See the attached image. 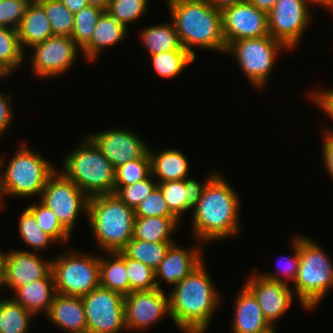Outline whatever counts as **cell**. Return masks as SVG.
<instances>
[{"label":"cell","instance_id":"d6a6232c","mask_svg":"<svg viewBox=\"0 0 333 333\" xmlns=\"http://www.w3.org/2000/svg\"><path fill=\"white\" fill-rule=\"evenodd\" d=\"M172 243L175 242H148L133 237L121 251L127 257L140 261L155 270Z\"/></svg>","mask_w":333,"mask_h":333},{"label":"cell","instance_id":"7dc6e473","mask_svg":"<svg viewBox=\"0 0 333 333\" xmlns=\"http://www.w3.org/2000/svg\"><path fill=\"white\" fill-rule=\"evenodd\" d=\"M322 133V163L329 177L333 179V134L327 132Z\"/></svg>","mask_w":333,"mask_h":333},{"label":"cell","instance_id":"bcb514c9","mask_svg":"<svg viewBox=\"0 0 333 333\" xmlns=\"http://www.w3.org/2000/svg\"><path fill=\"white\" fill-rule=\"evenodd\" d=\"M11 104L10 95L0 92V136L4 135V132H8L7 129L10 128L13 121L14 116Z\"/></svg>","mask_w":333,"mask_h":333},{"label":"cell","instance_id":"4dcf8cb0","mask_svg":"<svg viewBox=\"0 0 333 333\" xmlns=\"http://www.w3.org/2000/svg\"><path fill=\"white\" fill-rule=\"evenodd\" d=\"M33 316L11 297L0 299V333H27Z\"/></svg>","mask_w":333,"mask_h":333},{"label":"cell","instance_id":"db71d44e","mask_svg":"<svg viewBox=\"0 0 333 333\" xmlns=\"http://www.w3.org/2000/svg\"><path fill=\"white\" fill-rule=\"evenodd\" d=\"M89 5L98 6L104 10H107L110 0H86Z\"/></svg>","mask_w":333,"mask_h":333},{"label":"cell","instance_id":"8992f818","mask_svg":"<svg viewBox=\"0 0 333 333\" xmlns=\"http://www.w3.org/2000/svg\"><path fill=\"white\" fill-rule=\"evenodd\" d=\"M84 139L63 156L61 172L89 198L114 194V167L88 136Z\"/></svg>","mask_w":333,"mask_h":333},{"label":"cell","instance_id":"ffe728a7","mask_svg":"<svg viewBox=\"0 0 333 333\" xmlns=\"http://www.w3.org/2000/svg\"><path fill=\"white\" fill-rule=\"evenodd\" d=\"M235 300L232 333H276L258 304L253 293L243 284Z\"/></svg>","mask_w":333,"mask_h":333},{"label":"cell","instance_id":"d590c367","mask_svg":"<svg viewBox=\"0 0 333 333\" xmlns=\"http://www.w3.org/2000/svg\"><path fill=\"white\" fill-rule=\"evenodd\" d=\"M51 23L53 35L71 37L74 28V14L59 0H40Z\"/></svg>","mask_w":333,"mask_h":333},{"label":"cell","instance_id":"7c38bea8","mask_svg":"<svg viewBox=\"0 0 333 333\" xmlns=\"http://www.w3.org/2000/svg\"><path fill=\"white\" fill-rule=\"evenodd\" d=\"M87 333L126 332L124 296L101 286L81 297Z\"/></svg>","mask_w":333,"mask_h":333},{"label":"cell","instance_id":"484cf974","mask_svg":"<svg viewBox=\"0 0 333 333\" xmlns=\"http://www.w3.org/2000/svg\"><path fill=\"white\" fill-rule=\"evenodd\" d=\"M201 183L194 178L158 183L170 211L182 220V215L192 211Z\"/></svg>","mask_w":333,"mask_h":333},{"label":"cell","instance_id":"9f6ffc18","mask_svg":"<svg viewBox=\"0 0 333 333\" xmlns=\"http://www.w3.org/2000/svg\"><path fill=\"white\" fill-rule=\"evenodd\" d=\"M6 75L0 70V79H6Z\"/></svg>","mask_w":333,"mask_h":333},{"label":"cell","instance_id":"f1b7e54d","mask_svg":"<svg viewBox=\"0 0 333 333\" xmlns=\"http://www.w3.org/2000/svg\"><path fill=\"white\" fill-rule=\"evenodd\" d=\"M181 222L177 217H135V239L148 242H176L174 232Z\"/></svg>","mask_w":333,"mask_h":333},{"label":"cell","instance_id":"603a6c76","mask_svg":"<svg viewBox=\"0 0 333 333\" xmlns=\"http://www.w3.org/2000/svg\"><path fill=\"white\" fill-rule=\"evenodd\" d=\"M55 294L54 277L51 271L45 278L16 289L11 298L36 317L39 313L45 316L49 313Z\"/></svg>","mask_w":333,"mask_h":333},{"label":"cell","instance_id":"f6af8a7d","mask_svg":"<svg viewBox=\"0 0 333 333\" xmlns=\"http://www.w3.org/2000/svg\"><path fill=\"white\" fill-rule=\"evenodd\" d=\"M307 94L312 103L314 102L313 104H315L318 109L320 108V111L328 116L327 118H330L333 121V88L327 87L325 90L318 88V90H312ZM322 131L333 134V129L330 127H323Z\"/></svg>","mask_w":333,"mask_h":333},{"label":"cell","instance_id":"7bdbcfd3","mask_svg":"<svg viewBox=\"0 0 333 333\" xmlns=\"http://www.w3.org/2000/svg\"><path fill=\"white\" fill-rule=\"evenodd\" d=\"M134 215L135 217H176L168 208L158 186L134 208Z\"/></svg>","mask_w":333,"mask_h":333},{"label":"cell","instance_id":"60d3db41","mask_svg":"<svg viewBox=\"0 0 333 333\" xmlns=\"http://www.w3.org/2000/svg\"><path fill=\"white\" fill-rule=\"evenodd\" d=\"M151 175L150 158L128 161L115 169V186H129Z\"/></svg>","mask_w":333,"mask_h":333},{"label":"cell","instance_id":"30bf717a","mask_svg":"<svg viewBox=\"0 0 333 333\" xmlns=\"http://www.w3.org/2000/svg\"><path fill=\"white\" fill-rule=\"evenodd\" d=\"M39 200L71 235L79 214L88 213L89 197L58 169L47 180Z\"/></svg>","mask_w":333,"mask_h":333},{"label":"cell","instance_id":"f5cc1de1","mask_svg":"<svg viewBox=\"0 0 333 333\" xmlns=\"http://www.w3.org/2000/svg\"><path fill=\"white\" fill-rule=\"evenodd\" d=\"M313 6L316 5V7H323V9H329L331 13H333V0H311Z\"/></svg>","mask_w":333,"mask_h":333},{"label":"cell","instance_id":"74e56055","mask_svg":"<svg viewBox=\"0 0 333 333\" xmlns=\"http://www.w3.org/2000/svg\"><path fill=\"white\" fill-rule=\"evenodd\" d=\"M104 9L88 5L74 14L71 38L82 49L91 39L98 18Z\"/></svg>","mask_w":333,"mask_h":333},{"label":"cell","instance_id":"5b68a950","mask_svg":"<svg viewBox=\"0 0 333 333\" xmlns=\"http://www.w3.org/2000/svg\"><path fill=\"white\" fill-rule=\"evenodd\" d=\"M26 143L21 140L20 146L7 163L0 154L1 184L7 198L37 196L39 199L47 180L58 168L43 158L39 151L30 149Z\"/></svg>","mask_w":333,"mask_h":333},{"label":"cell","instance_id":"1f68e13d","mask_svg":"<svg viewBox=\"0 0 333 333\" xmlns=\"http://www.w3.org/2000/svg\"><path fill=\"white\" fill-rule=\"evenodd\" d=\"M148 58L154 72L163 79L180 76L183 70L196 60L186 49L162 52Z\"/></svg>","mask_w":333,"mask_h":333},{"label":"cell","instance_id":"6f0895ef","mask_svg":"<svg viewBox=\"0 0 333 333\" xmlns=\"http://www.w3.org/2000/svg\"><path fill=\"white\" fill-rule=\"evenodd\" d=\"M30 2H38V1H40V0H29Z\"/></svg>","mask_w":333,"mask_h":333},{"label":"cell","instance_id":"f546056e","mask_svg":"<svg viewBox=\"0 0 333 333\" xmlns=\"http://www.w3.org/2000/svg\"><path fill=\"white\" fill-rule=\"evenodd\" d=\"M25 51L18 38L17 29L0 26V70L10 77L24 64Z\"/></svg>","mask_w":333,"mask_h":333},{"label":"cell","instance_id":"d4e9b609","mask_svg":"<svg viewBox=\"0 0 333 333\" xmlns=\"http://www.w3.org/2000/svg\"><path fill=\"white\" fill-rule=\"evenodd\" d=\"M17 33L25 52V48L29 50L32 46L54 36L44 8L38 2H30L17 28Z\"/></svg>","mask_w":333,"mask_h":333},{"label":"cell","instance_id":"b9f144b4","mask_svg":"<svg viewBox=\"0 0 333 333\" xmlns=\"http://www.w3.org/2000/svg\"><path fill=\"white\" fill-rule=\"evenodd\" d=\"M157 186V181L152 175H150L148 178L129 186H114V194L128 207L134 209Z\"/></svg>","mask_w":333,"mask_h":333},{"label":"cell","instance_id":"f35d334b","mask_svg":"<svg viewBox=\"0 0 333 333\" xmlns=\"http://www.w3.org/2000/svg\"><path fill=\"white\" fill-rule=\"evenodd\" d=\"M149 0H110L108 13L127 29L132 22H137L148 11Z\"/></svg>","mask_w":333,"mask_h":333},{"label":"cell","instance_id":"836d02e7","mask_svg":"<svg viewBox=\"0 0 333 333\" xmlns=\"http://www.w3.org/2000/svg\"><path fill=\"white\" fill-rule=\"evenodd\" d=\"M18 233L22 242L25 245L31 247L34 252H42L46 250L49 245L56 244L57 242L37 223L34 215L27 209L24 208L20 214L18 221Z\"/></svg>","mask_w":333,"mask_h":333},{"label":"cell","instance_id":"f907efd6","mask_svg":"<svg viewBox=\"0 0 333 333\" xmlns=\"http://www.w3.org/2000/svg\"><path fill=\"white\" fill-rule=\"evenodd\" d=\"M208 1L213 7L222 11L227 7L236 5L238 3L246 2L247 0H208Z\"/></svg>","mask_w":333,"mask_h":333},{"label":"cell","instance_id":"4316f807","mask_svg":"<svg viewBox=\"0 0 333 333\" xmlns=\"http://www.w3.org/2000/svg\"><path fill=\"white\" fill-rule=\"evenodd\" d=\"M105 256V257H104ZM100 286L123 296L129 294L126 255L122 251L102 252L99 256Z\"/></svg>","mask_w":333,"mask_h":333},{"label":"cell","instance_id":"7402d4cb","mask_svg":"<svg viewBox=\"0 0 333 333\" xmlns=\"http://www.w3.org/2000/svg\"><path fill=\"white\" fill-rule=\"evenodd\" d=\"M127 34L128 29L104 10L97 20L90 41L82 48V55L87 62L93 63L103 50L126 41Z\"/></svg>","mask_w":333,"mask_h":333},{"label":"cell","instance_id":"7a4b0ae2","mask_svg":"<svg viewBox=\"0 0 333 333\" xmlns=\"http://www.w3.org/2000/svg\"><path fill=\"white\" fill-rule=\"evenodd\" d=\"M205 260L170 289V319L182 333H207L222 302Z\"/></svg>","mask_w":333,"mask_h":333},{"label":"cell","instance_id":"4fadbf2b","mask_svg":"<svg viewBox=\"0 0 333 333\" xmlns=\"http://www.w3.org/2000/svg\"><path fill=\"white\" fill-rule=\"evenodd\" d=\"M31 71L39 79L57 78L75 64L82 49L71 37L54 35L30 48Z\"/></svg>","mask_w":333,"mask_h":333},{"label":"cell","instance_id":"52a82bcc","mask_svg":"<svg viewBox=\"0 0 333 333\" xmlns=\"http://www.w3.org/2000/svg\"><path fill=\"white\" fill-rule=\"evenodd\" d=\"M323 249L315 239L300 235L299 269L291 287L303 310L316 309L333 288V262Z\"/></svg>","mask_w":333,"mask_h":333},{"label":"cell","instance_id":"8d00e7d4","mask_svg":"<svg viewBox=\"0 0 333 333\" xmlns=\"http://www.w3.org/2000/svg\"><path fill=\"white\" fill-rule=\"evenodd\" d=\"M291 241V247L293 251V256H284L283 259L280 258L277 260V269L276 273L275 272H264L260 274L262 277L272 280V281H277L280 283H284L287 285H290L291 283H294L297 274H298V269H299V263H300V235H294L293 238L290 240Z\"/></svg>","mask_w":333,"mask_h":333},{"label":"cell","instance_id":"cb8c5ba5","mask_svg":"<svg viewBox=\"0 0 333 333\" xmlns=\"http://www.w3.org/2000/svg\"><path fill=\"white\" fill-rule=\"evenodd\" d=\"M149 156L157 183L189 179L190 161L181 150L170 147L158 153L150 148Z\"/></svg>","mask_w":333,"mask_h":333},{"label":"cell","instance_id":"ee69618b","mask_svg":"<svg viewBox=\"0 0 333 333\" xmlns=\"http://www.w3.org/2000/svg\"><path fill=\"white\" fill-rule=\"evenodd\" d=\"M29 4V0H0V26L17 29Z\"/></svg>","mask_w":333,"mask_h":333},{"label":"cell","instance_id":"44dd1931","mask_svg":"<svg viewBox=\"0 0 333 333\" xmlns=\"http://www.w3.org/2000/svg\"><path fill=\"white\" fill-rule=\"evenodd\" d=\"M48 322L69 333H87L85 308L80 296L56 293L49 313Z\"/></svg>","mask_w":333,"mask_h":333},{"label":"cell","instance_id":"83f0119b","mask_svg":"<svg viewBox=\"0 0 333 333\" xmlns=\"http://www.w3.org/2000/svg\"><path fill=\"white\" fill-rule=\"evenodd\" d=\"M169 21L168 23L147 26L139 32L140 42L143 43V47L147 50L149 56L184 49L174 23L171 19Z\"/></svg>","mask_w":333,"mask_h":333},{"label":"cell","instance_id":"816d5d0a","mask_svg":"<svg viewBox=\"0 0 333 333\" xmlns=\"http://www.w3.org/2000/svg\"><path fill=\"white\" fill-rule=\"evenodd\" d=\"M8 252L0 251V291H2L3 283L6 275Z\"/></svg>","mask_w":333,"mask_h":333},{"label":"cell","instance_id":"9a60e30c","mask_svg":"<svg viewBox=\"0 0 333 333\" xmlns=\"http://www.w3.org/2000/svg\"><path fill=\"white\" fill-rule=\"evenodd\" d=\"M101 153L112 164L114 169L128 161L138 158H150V146L142 137L125 128H112L88 134Z\"/></svg>","mask_w":333,"mask_h":333},{"label":"cell","instance_id":"8fae6325","mask_svg":"<svg viewBox=\"0 0 333 333\" xmlns=\"http://www.w3.org/2000/svg\"><path fill=\"white\" fill-rule=\"evenodd\" d=\"M311 6V0H277L267 14L269 35L295 49L312 21Z\"/></svg>","mask_w":333,"mask_h":333},{"label":"cell","instance_id":"3957f363","mask_svg":"<svg viewBox=\"0 0 333 333\" xmlns=\"http://www.w3.org/2000/svg\"><path fill=\"white\" fill-rule=\"evenodd\" d=\"M167 6L182 47L194 58L195 48L226 53L221 11L208 0H169Z\"/></svg>","mask_w":333,"mask_h":333},{"label":"cell","instance_id":"e0dca14e","mask_svg":"<svg viewBox=\"0 0 333 333\" xmlns=\"http://www.w3.org/2000/svg\"><path fill=\"white\" fill-rule=\"evenodd\" d=\"M244 285L256 297L264 317L273 327L288 312L295 297L291 285L266 279L258 274L256 268L252 269V275Z\"/></svg>","mask_w":333,"mask_h":333},{"label":"cell","instance_id":"11a10c76","mask_svg":"<svg viewBox=\"0 0 333 333\" xmlns=\"http://www.w3.org/2000/svg\"><path fill=\"white\" fill-rule=\"evenodd\" d=\"M5 196H4V193H3V189H2V184H1V177H0V212L1 210H3V207L5 209V205H4V199Z\"/></svg>","mask_w":333,"mask_h":333},{"label":"cell","instance_id":"e575fe53","mask_svg":"<svg viewBox=\"0 0 333 333\" xmlns=\"http://www.w3.org/2000/svg\"><path fill=\"white\" fill-rule=\"evenodd\" d=\"M37 202L29 204L26 208L34 215L42 230L58 243L56 245L70 242L71 234L58 221L56 214L40 200Z\"/></svg>","mask_w":333,"mask_h":333},{"label":"cell","instance_id":"5bb4252c","mask_svg":"<svg viewBox=\"0 0 333 333\" xmlns=\"http://www.w3.org/2000/svg\"><path fill=\"white\" fill-rule=\"evenodd\" d=\"M164 289L133 291L124 296L127 331H146L165 317H170L169 293ZM168 315V316H167Z\"/></svg>","mask_w":333,"mask_h":333},{"label":"cell","instance_id":"c3c4849f","mask_svg":"<svg viewBox=\"0 0 333 333\" xmlns=\"http://www.w3.org/2000/svg\"><path fill=\"white\" fill-rule=\"evenodd\" d=\"M62 4H64L73 14L77 13L84 7L88 6V2L86 0H59Z\"/></svg>","mask_w":333,"mask_h":333},{"label":"cell","instance_id":"d6986e66","mask_svg":"<svg viewBox=\"0 0 333 333\" xmlns=\"http://www.w3.org/2000/svg\"><path fill=\"white\" fill-rule=\"evenodd\" d=\"M4 288L12 293L30 282L45 278L52 271V259L39 257L37 252L29 250L8 251Z\"/></svg>","mask_w":333,"mask_h":333},{"label":"cell","instance_id":"2e32d148","mask_svg":"<svg viewBox=\"0 0 333 333\" xmlns=\"http://www.w3.org/2000/svg\"><path fill=\"white\" fill-rule=\"evenodd\" d=\"M221 14L222 33L227 46L238 40L269 35L267 13L248 1L227 7Z\"/></svg>","mask_w":333,"mask_h":333},{"label":"cell","instance_id":"ac0fdd59","mask_svg":"<svg viewBox=\"0 0 333 333\" xmlns=\"http://www.w3.org/2000/svg\"><path fill=\"white\" fill-rule=\"evenodd\" d=\"M195 243L188 249L180 247L176 242L169 246L164 259L155 269V281L158 289L163 290L161 285L163 280L171 286L181 282L205 260L202 253L205 245L199 241Z\"/></svg>","mask_w":333,"mask_h":333},{"label":"cell","instance_id":"9c48e42d","mask_svg":"<svg viewBox=\"0 0 333 333\" xmlns=\"http://www.w3.org/2000/svg\"><path fill=\"white\" fill-rule=\"evenodd\" d=\"M55 291L66 296H84L100 286L99 255L71 250L52 258Z\"/></svg>","mask_w":333,"mask_h":333},{"label":"cell","instance_id":"ba28073f","mask_svg":"<svg viewBox=\"0 0 333 333\" xmlns=\"http://www.w3.org/2000/svg\"><path fill=\"white\" fill-rule=\"evenodd\" d=\"M286 49L288 48L281 41L267 35L231 42L227 46L225 55L235 57L247 80L260 90L269 83L276 57L278 58L281 51Z\"/></svg>","mask_w":333,"mask_h":333},{"label":"cell","instance_id":"ab89813d","mask_svg":"<svg viewBox=\"0 0 333 333\" xmlns=\"http://www.w3.org/2000/svg\"><path fill=\"white\" fill-rule=\"evenodd\" d=\"M129 294L133 291H149L157 288L155 270L140 261L126 256Z\"/></svg>","mask_w":333,"mask_h":333},{"label":"cell","instance_id":"277c9868","mask_svg":"<svg viewBox=\"0 0 333 333\" xmlns=\"http://www.w3.org/2000/svg\"><path fill=\"white\" fill-rule=\"evenodd\" d=\"M86 218L100 252L121 251L133 238L134 209L115 194L90 197Z\"/></svg>","mask_w":333,"mask_h":333},{"label":"cell","instance_id":"681fc988","mask_svg":"<svg viewBox=\"0 0 333 333\" xmlns=\"http://www.w3.org/2000/svg\"><path fill=\"white\" fill-rule=\"evenodd\" d=\"M251 5H254L258 10L264 11L267 14L272 10L277 0H247Z\"/></svg>","mask_w":333,"mask_h":333},{"label":"cell","instance_id":"6da1fadb","mask_svg":"<svg viewBox=\"0 0 333 333\" xmlns=\"http://www.w3.org/2000/svg\"><path fill=\"white\" fill-rule=\"evenodd\" d=\"M208 173L201 181L192 209V237L203 245L231 238L241 233L238 192L220 174Z\"/></svg>","mask_w":333,"mask_h":333}]
</instances>
